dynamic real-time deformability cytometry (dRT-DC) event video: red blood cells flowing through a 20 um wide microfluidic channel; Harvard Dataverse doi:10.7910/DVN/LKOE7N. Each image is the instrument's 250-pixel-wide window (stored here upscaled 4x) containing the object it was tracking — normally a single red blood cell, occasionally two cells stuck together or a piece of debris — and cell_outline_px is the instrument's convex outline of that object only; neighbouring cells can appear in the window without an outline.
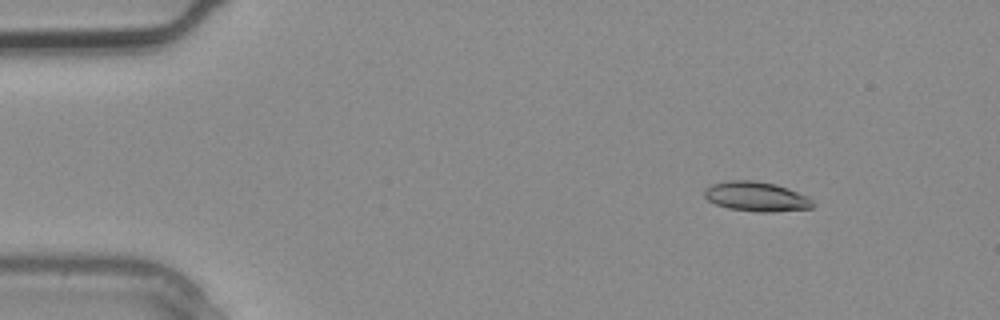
{"species": "common noctule bat (a hibernating species)", "species_latin": "Nyctalus noctula", "temperature_condition": "warm", "stored_images_in_passage": 3, "camera_frame_rate_fps": 3000, "um_per_image_px": 0.085, "animal": {"sex": "male", "body_mass_g": 20.4}, "frame": {"image": 1, "passage_image": 2, "time_ms": 0.333, "image_size_px": [1000, 320], "cell_outline_px": [[816, 204], [812, 208], [772, 212], [756, 212], [728, 208], [716, 204], [708, 200], [704, 196], [704, 188], [712, 184], [728, 180], [752, 180], [776, 184], [788, 188], [808, 196]], "centroid_in_image_um": [64.3, 16.71], "position_along_channel_um": 20.7, "area_um2": 18.9}}